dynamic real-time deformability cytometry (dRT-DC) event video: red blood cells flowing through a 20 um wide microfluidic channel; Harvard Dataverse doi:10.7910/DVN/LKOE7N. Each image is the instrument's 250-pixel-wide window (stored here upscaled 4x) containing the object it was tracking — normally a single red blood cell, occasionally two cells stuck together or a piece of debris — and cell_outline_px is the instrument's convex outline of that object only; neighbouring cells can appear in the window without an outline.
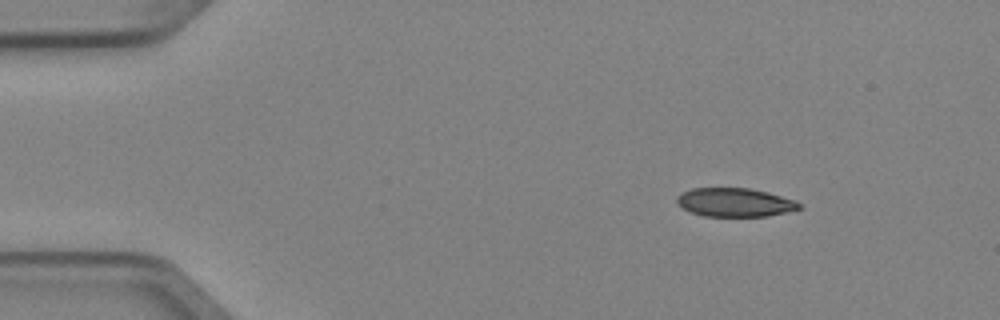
{"species": "Egyptian fruit bat (a non-hibernating species)", "species_latin": "Rousettus aegyptiacus", "temperature_condition": "cold", "stored_images_in_passage": 3, "camera_frame_rate_fps": 3000, "um_per_image_px": 0.085, "animal": {"sex": "female"}, "frame": {"image": 1, "passage_image": 1, "time_ms": 0.0, "image_size_px": [1000, 320], "cell_outline_px": [[804, 208], [788, 212], [768, 216], [704, 216], [692, 212], [676, 204], [676, 196], [692, 188], [748, 188], [768, 192], [796, 200]], "centroid_in_image_um": [62.5, 17.2], "position_along_channel_um": 22.5, "area_um2": 20.52}}